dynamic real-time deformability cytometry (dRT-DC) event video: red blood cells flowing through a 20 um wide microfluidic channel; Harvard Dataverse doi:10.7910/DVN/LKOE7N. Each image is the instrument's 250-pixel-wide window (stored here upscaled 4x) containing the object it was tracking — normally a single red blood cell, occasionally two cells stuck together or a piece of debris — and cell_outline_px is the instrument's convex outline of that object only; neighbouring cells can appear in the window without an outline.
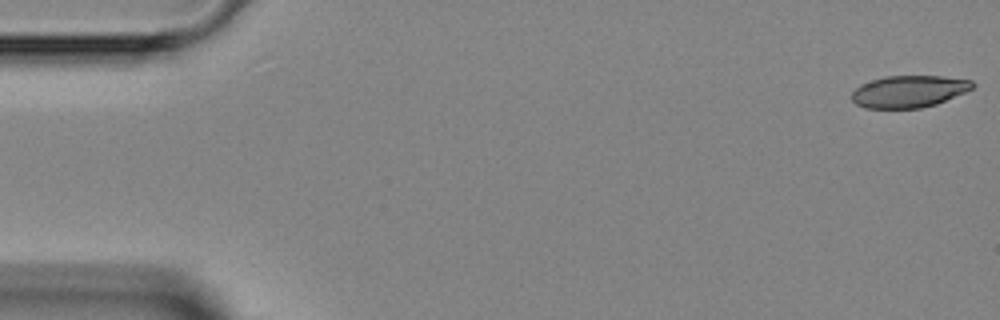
{"species": "Egyptian fruit bat (a non-hibernating species)", "species_latin": "Rousettus aegyptiacus", "temperature_condition": "room temperature", "stored_images_in_passage": 47, "camera_frame_rate_fps": 3000, "um_per_image_px": 0.085, "animal": {"sex": "female"}, "frame": {"image": 1, "passage_image": 1, "time_ms": 0.0, "image_size_px": [1000, 320], "cell_outline_px": [[976, 84], [972, 88], [964, 92], [936, 104], [920, 108], [864, 108], [856, 104], [852, 100], [852, 92], [860, 84], [884, 76], [940, 76], [972, 80]], "centroid_in_image_um": [77.24, 7.77], "position_along_channel_um": 7.8, "area_um2": 22.43}}
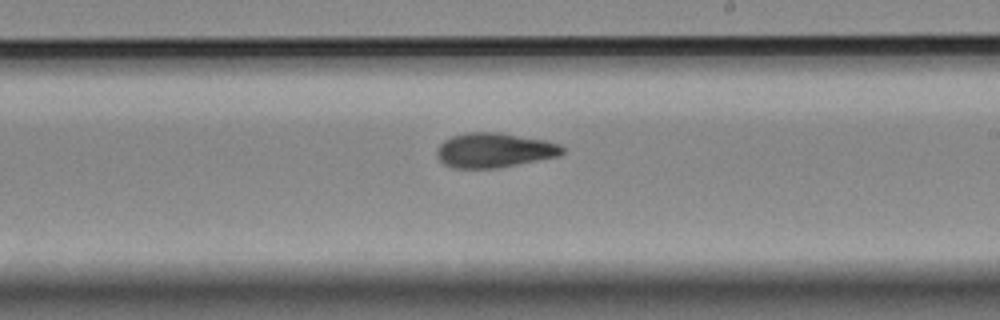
{"frame": {"image": 2, "passage_image": 27, "time_ms": 8.667, "image_size_px": [1000, 320], "cell_outline_px": [[564, 152], [560, 156], [496, 168], [452, 168], [444, 164], [436, 156], [436, 148], [444, 140], [452, 136], [468, 132], [500, 132], [544, 140], [560, 144], [564, 148]], "centroid_in_image_um": [41.99, 12.77], "position_along_channel_um": 247.0, "area_um2": 25.43}}
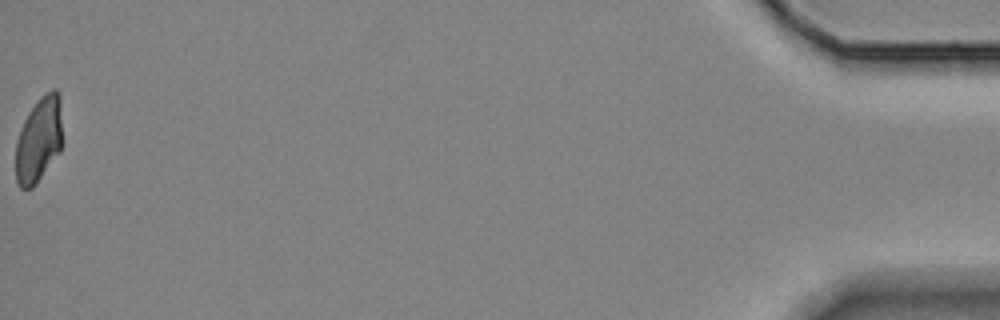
{"frame": {"image": 3, "passage_image": 47, "time_ms": 15.333, "image_size_px": [1000, 320], "cell_outline_px": [[60, 152], [36, 184], [32, 188], [20, 188], [16, 180], [16, 140], [24, 120], [28, 112], [40, 96], [52, 88], [56, 88], [60, 92]], "centroid_in_image_um": [3.28, 11.86], "position_along_channel_um": 431.9, "area_um2": 23.12}}